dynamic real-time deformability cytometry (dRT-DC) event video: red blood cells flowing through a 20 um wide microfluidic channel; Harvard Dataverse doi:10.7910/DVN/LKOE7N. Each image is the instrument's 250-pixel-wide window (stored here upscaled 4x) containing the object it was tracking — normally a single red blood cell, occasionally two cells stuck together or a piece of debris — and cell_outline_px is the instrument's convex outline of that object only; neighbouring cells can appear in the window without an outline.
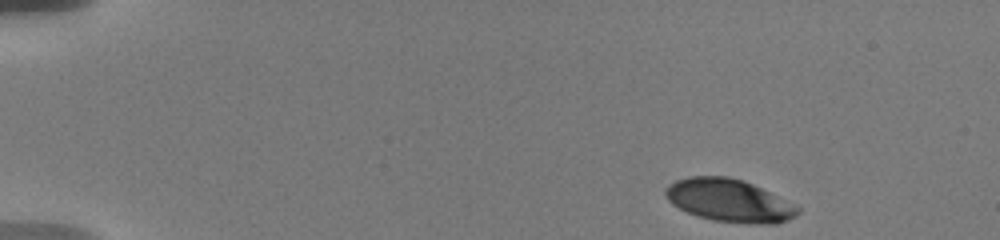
{"species": "human", "species_latin": "Homo sapiens", "temperature_condition": "warm", "stored_images_in_passage": 14, "camera_frame_rate_fps": 3000, "um_per_image_px": 0.085, "donor": {"sex": "male"}, "frame": {"image": 1, "passage_image": 1, "time_ms": 0.0, "image_size_px": [1000, 240], "cell_outline_px": [[800, 212], [796, 216], [788, 220], [776, 224], [752, 224], [712, 220], [696, 216], [672, 204], [668, 200], [664, 192], [664, 188], [668, 184], [676, 180], [688, 176], [728, 176], [744, 180], [800, 208]], "centroid_in_image_um": [61.94, 17.04], "position_along_channel_um": 23.1, "area_um2": 32.89}}
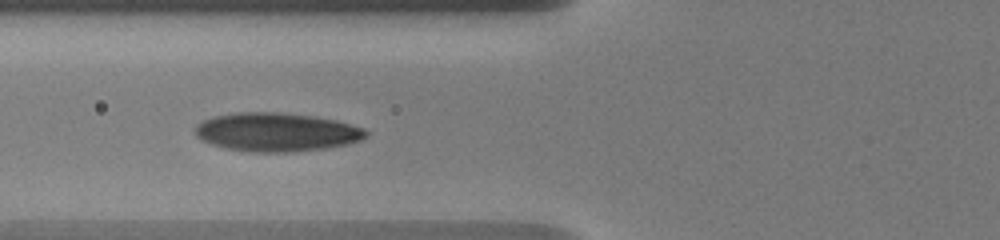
{"frame": {"image": 2, "passage_image": 12, "time_ms": 5.333, "image_size_px": [1000, 240], "cell_outline_px": [[368, 136], [360, 140], [348, 144], [324, 148], [292, 152], [252, 152], [228, 148], [212, 144], [200, 140], [192, 132], [196, 124], [212, 116], [236, 112], [280, 112], [316, 116], [336, 120], [364, 128], [368, 132]], "centroid_in_image_um": [23.48, 11.22], "position_along_channel_um": 102.3, "area_um2": 38.78}}
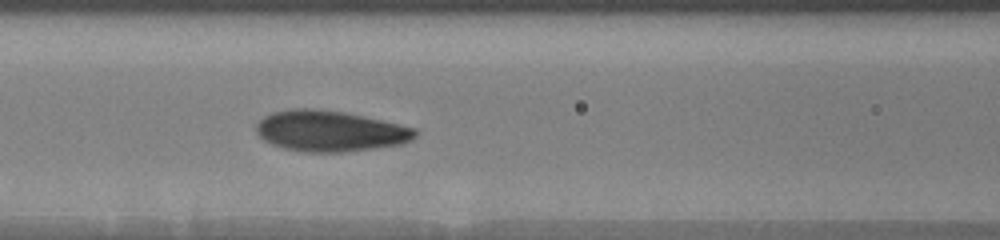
{"frame": {"image": 3, "passage_image": 14, "time_ms": 6.333, "image_size_px": [1000, 240], "cell_outline_px": [[416, 136], [412, 140], [400, 144], [344, 152], [300, 152], [284, 148], [272, 144], [264, 140], [256, 132], [256, 124], [264, 116], [272, 112], [292, 108], [316, 108], [344, 112], [416, 128]], "centroid_in_image_um": [28.01, 11.13], "position_along_channel_um": 138.6, "area_um2": 37.74}}